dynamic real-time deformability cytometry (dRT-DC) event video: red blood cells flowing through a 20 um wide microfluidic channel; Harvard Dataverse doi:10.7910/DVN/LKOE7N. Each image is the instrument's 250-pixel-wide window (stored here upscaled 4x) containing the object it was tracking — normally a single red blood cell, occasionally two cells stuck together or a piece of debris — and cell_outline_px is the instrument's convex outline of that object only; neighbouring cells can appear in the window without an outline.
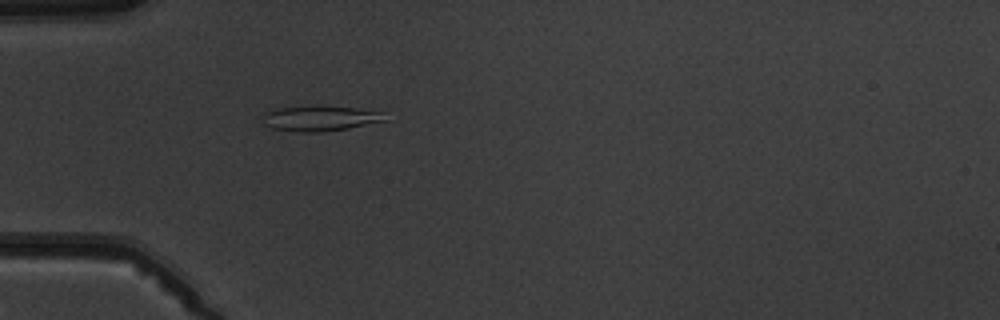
{"species": "common noctule bat (a hibernating species)", "species_latin": "Nyctalus noctula", "temperature_condition": "warm", "stored_images_in_passage": 5, "camera_frame_rate_fps": 3000, "um_per_image_px": 0.085, "animal": {"sex": "male", "body_mass_g": 19.5, "forearm_length_mm": 54.6}, "frame": {"image": 1, "passage_image": 5, "time_ms": 4.667, "image_size_px": [1000, 320], "cell_outline_px": [[388, 120], [348, 128], [320, 132], [300, 132], [272, 128], [264, 124], [264, 112], [280, 108], [320, 104], [356, 108], [384, 112]], "centroid_in_image_um": [27.24, 10.03], "position_along_channel_um": 57.8, "area_um2": 18.26}}